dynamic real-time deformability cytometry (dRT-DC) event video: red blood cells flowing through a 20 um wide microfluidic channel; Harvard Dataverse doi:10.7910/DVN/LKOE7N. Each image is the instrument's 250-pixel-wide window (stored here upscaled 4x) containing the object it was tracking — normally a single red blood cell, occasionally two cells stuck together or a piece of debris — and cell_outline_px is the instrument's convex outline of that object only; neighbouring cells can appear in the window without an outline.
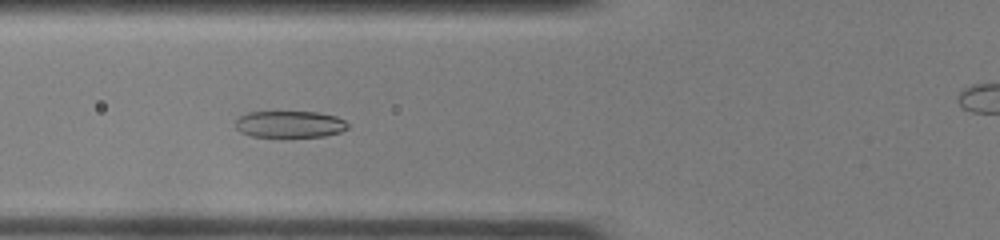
{"species": "common noctule bat (a hibernating species)", "species_latin": "Nyctalus noctula", "temperature_condition": "room temperature", "stored_images_in_passage": 47, "camera_frame_rate_fps": 3000, "um_per_image_px": 0.085, "animal": {"sex": "female", "body_mass_g": 22.0, "forearm_length_mm": 56.7}, "frame": {"image": 1, "passage_image": 21, "time_ms": 6.667, "image_size_px": [1000, 240], "cell_outline_px": [[348, 128], [340, 132], [324, 136], [252, 136], [240, 132], [236, 128], [236, 120], [240, 116], [248, 112], [316, 112], [336, 116], [344, 120], [348, 124]], "centroid_in_image_um": [24.63, 10.55], "position_along_channel_um": 101.2, "area_um2": 17.28}}
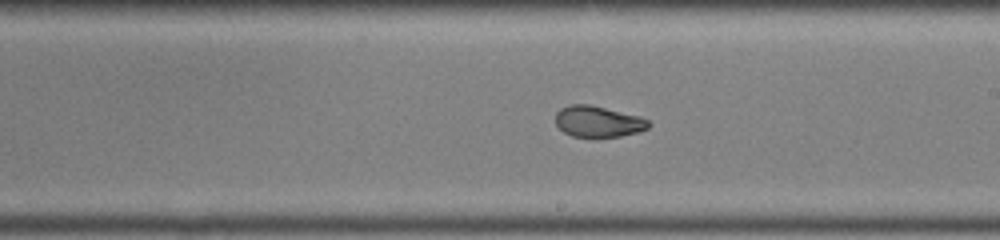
{"frame": {"image": 2, "passage_image": 31, "time_ms": 10.0, "image_size_px": [1000, 240], "cell_outline_px": [[652, 124], [648, 128], [640, 132], [620, 136], [592, 140], [572, 136], [564, 132], [556, 124], [556, 112], [560, 108], [568, 104], [588, 104], [640, 116], [648, 120]], "centroid_in_image_um": [50.84, 10.37], "position_along_channel_um": 238.2, "area_um2": 17.51}}
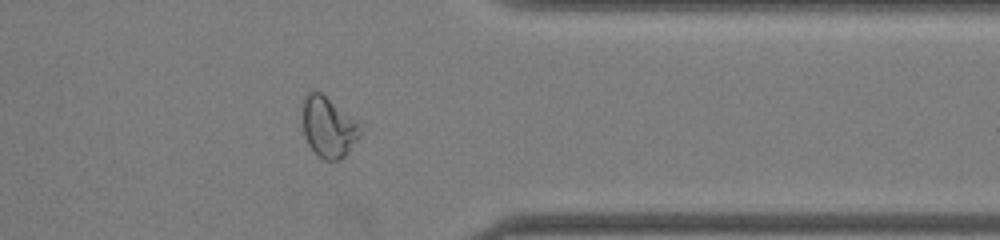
{"frame": {"image": 3, "passage_image": 42, "time_ms": 13.667, "image_size_px": [1000, 240], "cell_outline_px": [[360, 136], [348, 152], [344, 156], [336, 160], [324, 160], [308, 144], [304, 136], [304, 96], [308, 92], [320, 92], [356, 124], [360, 132]], "centroid_in_image_um": [27.87, 10.85], "position_along_channel_um": 383.5, "area_um2": 19.07}}